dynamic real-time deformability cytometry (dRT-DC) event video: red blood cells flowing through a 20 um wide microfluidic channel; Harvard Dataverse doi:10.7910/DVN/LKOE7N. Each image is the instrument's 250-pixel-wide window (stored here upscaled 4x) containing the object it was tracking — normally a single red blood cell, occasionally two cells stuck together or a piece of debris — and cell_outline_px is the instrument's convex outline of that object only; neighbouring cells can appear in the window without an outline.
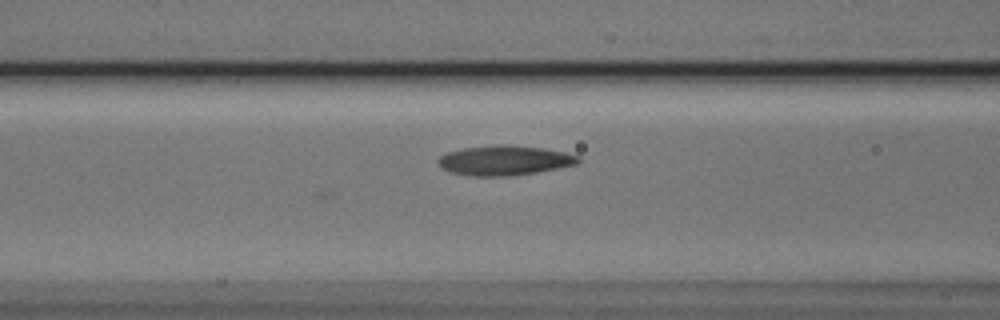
{"species": "Egyptian fruit bat (a non-hibernating species)", "species_latin": "Rousettus aegyptiacus", "temperature_condition": "cold", "stored_images_in_passage": 35, "camera_frame_rate_fps": 3000, "um_per_image_px": 0.085, "animal": {"sex": "male"}, "frame": {"image": 1, "passage_image": 5, "time_ms": 1.333, "image_size_px": [1000, 320], "cell_outline_px": [[580, 160], [576, 164], [536, 172], [508, 176], [476, 176], [452, 172], [440, 168], [436, 160], [440, 156], [448, 152], [464, 148], [496, 144], [504, 144], [544, 148], [564, 152], [580, 156]], "centroid_in_image_um": [42.86, 13.62], "position_along_channel_um": 123.7, "area_um2": 24.22}}
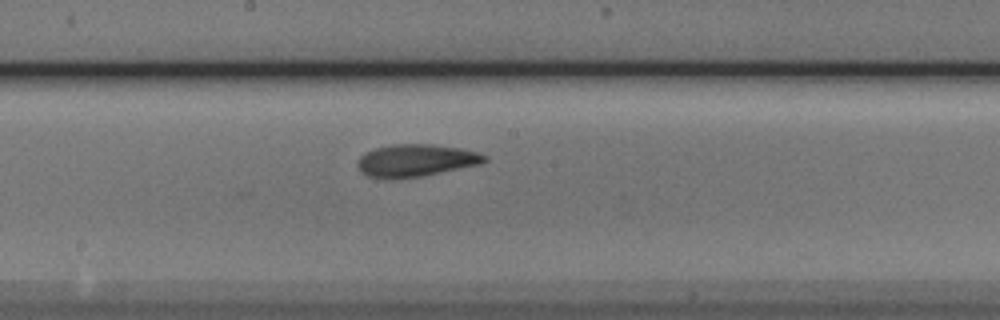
{"frame": {"image": 2, "passage_image": 12, "time_ms": 3.667, "image_size_px": [1000, 320], "cell_outline_px": [[488, 160], [480, 164], [420, 176], [388, 180], [368, 176], [360, 172], [356, 164], [360, 156], [364, 152], [376, 148], [392, 144], [432, 144], [460, 148], [476, 152], [488, 156]], "centroid_in_image_um": [35.3, 13.64], "position_along_channel_um": 212.9, "area_um2": 24.04}}
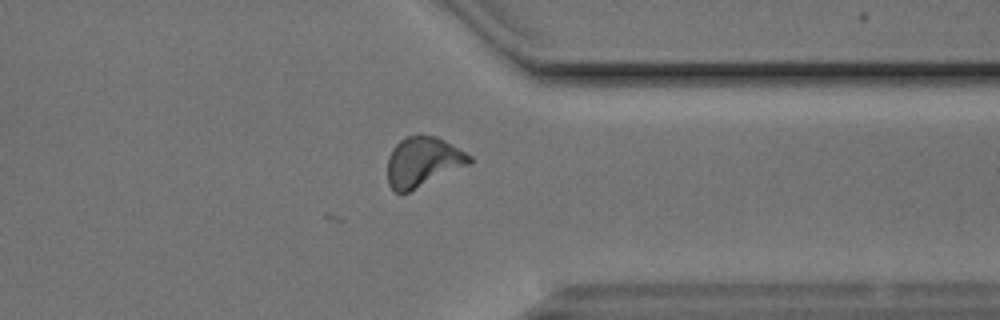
{"frame": {"image": 3, "passage_image": 25, "time_ms": 8.0, "image_size_px": [1000, 320], "cell_outline_px": [[472, 160], [468, 164], [408, 192], [396, 192], [388, 184], [388, 156], [392, 148], [400, 140], [408, 136], [420, 132], [436, 136], [452, 144], [472, 156]], "centroid_in_image_um": [35.92, 13.7], "position_along_channel_um": 375.5, "area_um2": 23.7}, "authors_computed_cell_mechanics": {"area_um2": 23.2934, "velocity_mm_per_s": 3.8231, "shape_relaxation_time_tau1_ms": 3.0959, "shape_relaxation_time_tau2_ms": 3.6564, "deformation_change_tau1": 0.1228, "deformation_change_tau2": 0.0981}}